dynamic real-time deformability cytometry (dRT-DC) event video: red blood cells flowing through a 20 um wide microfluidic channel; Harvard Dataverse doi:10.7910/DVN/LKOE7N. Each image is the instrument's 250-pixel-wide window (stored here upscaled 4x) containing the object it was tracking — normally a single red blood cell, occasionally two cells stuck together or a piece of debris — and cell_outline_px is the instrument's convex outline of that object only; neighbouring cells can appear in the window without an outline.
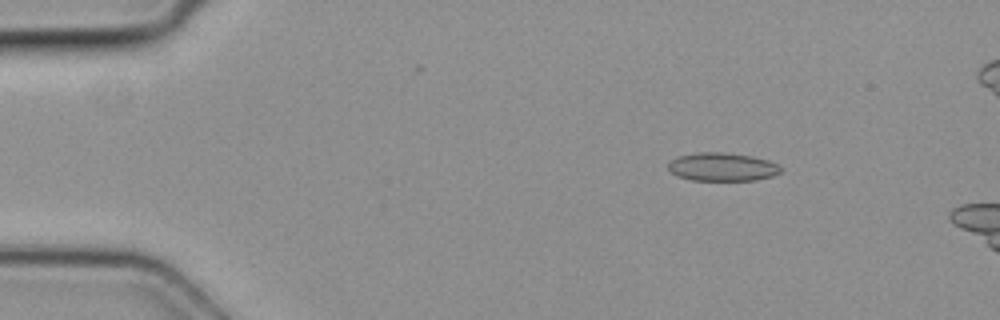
{"species": "common noctule bat (a hibernating species)", "species_latin": "Nyctalus noctula", "temperature_condition": "cold", "stored_images_in_passage": 5, "camera_frame_rate_fps": 3000, "um_per_image_px": 0.085, "animal": {"sex": "female", "body_mass_g": 19.3, "forearm_length_mm": 54.1}, "frame": {"image": 1, "passage_image": 3, "time_ms": 0.667, "image_size_px": [1000, 320], "cell_outline_px": [[784, 168], [780, 172], [772, 176], [756, 180], [692, 180], [676, 176], [668, 168], [668, 160], [676, 156], [696, 152], [724, 152], [752, 156], [768, 160]], "centroid_in_image_um": [61.36, 14.17], "position_along_channel_um": 23.6, "area_um2": 18.79}}